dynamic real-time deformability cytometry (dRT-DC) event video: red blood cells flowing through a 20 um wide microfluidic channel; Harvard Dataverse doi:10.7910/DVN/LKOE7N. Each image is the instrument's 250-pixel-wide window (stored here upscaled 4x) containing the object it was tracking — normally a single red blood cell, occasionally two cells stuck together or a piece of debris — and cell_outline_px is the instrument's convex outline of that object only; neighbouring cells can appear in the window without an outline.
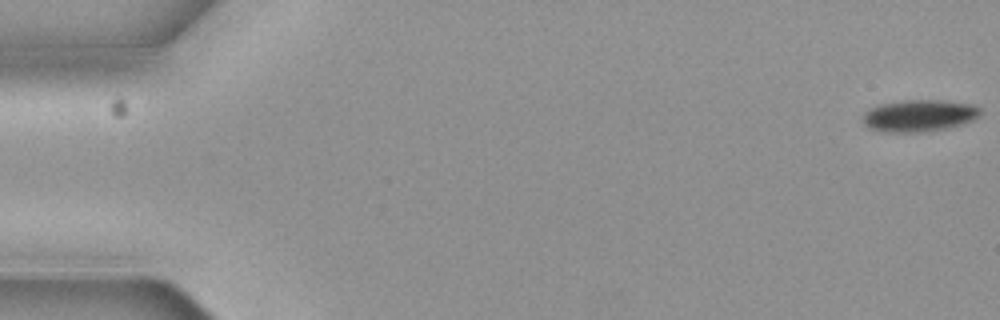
{"species": "common noctule bat (a hibernating species)", "species_latin": "Nyctalus noctula", "temperature_condition": "cold", "stored_images_in_passage": 5, "camera_frame_rate_fps": 3000, "um_per_image_px": 0.085, "animal": {"sex": "female", "body_mass_g": 19.3, "forearm_length_mm": 54.1}, "frame": {"image": 1, "passage_image": 1, "time_ms": 0.0, "image_size_px": [1000, 320], "cell_outline_px": [[980, 112], [972, 120], [960, 124], [944, 128], [916, 132], [892, 132], [872, 128], [864, 124], [864, 112], [880, 104], [904, 100], [944, 100], [972, 104], [980, 108]], "centroid_in_image_um": [78.13, 9.8], "position_along_channel_um": 6.9, "area_um2": 21.27}}
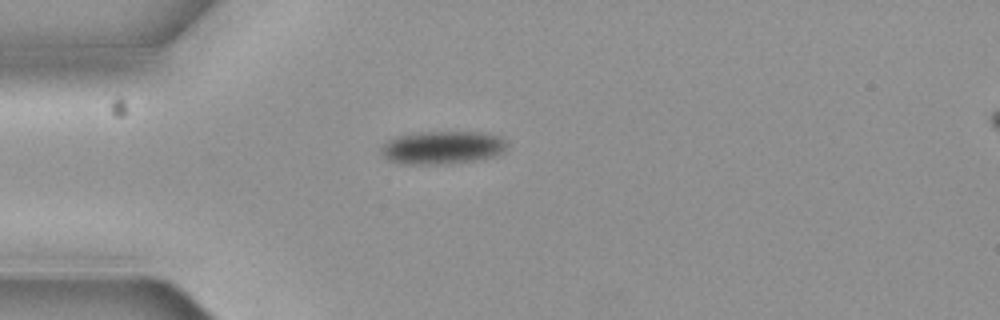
{"frame": {"image": 2, "passage_image": 5, "time_ms": 1.333, "image_size_px": [1000, 320], "cell_outline_px": [[508, 144], [500, 152], [492, 156], [472, 160], [440, 164], [400, 164], [388, 160], [380, 152], [384, 144], [388, 140], [396, 136], [420, 132], [480, 132], [500, 136]], "centroid_in_image_um": [37.54, 12.53], "position_along_channel_um": 47.5, "area_um2": 23.93}}